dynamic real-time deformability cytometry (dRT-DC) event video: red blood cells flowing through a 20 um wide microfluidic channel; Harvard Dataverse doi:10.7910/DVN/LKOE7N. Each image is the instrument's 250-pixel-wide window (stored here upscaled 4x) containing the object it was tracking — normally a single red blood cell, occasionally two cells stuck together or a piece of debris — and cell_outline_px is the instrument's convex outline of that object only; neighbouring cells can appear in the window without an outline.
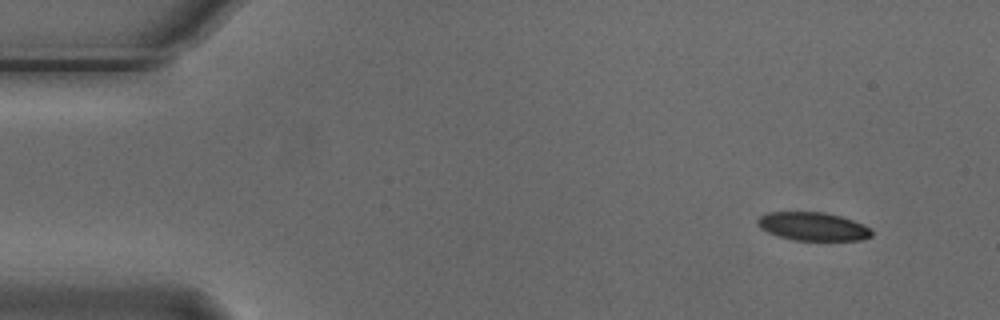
{"species": "Egyptian fruit bat (a non-hibernating species)", "species_latin": "Rousettus aegyptiacus", "temperature_condition": "cold", "stored_images_in_passage": 2, "camera_frame_rate_fps": 3000, "um_per_image_px": 0.085, "animal": {"sex": "male"}, "frame": {"image": 1, "passage_image": 1, "time_ms": 0.0, "image_size_px": [1000, 320], "cell_outline_px": [[872, 236], [860, 240], [792, 240], [776, 236], [760, 228], [756, 224], [756, 220], [760, 216], [768, 212], [824, 212], [840, 216], [864, 224], [872, 228]], "centroid_in_image_um": [69.08, 19.25], "position_along_channel_um": 15.9, "area_um2": 19.02}}